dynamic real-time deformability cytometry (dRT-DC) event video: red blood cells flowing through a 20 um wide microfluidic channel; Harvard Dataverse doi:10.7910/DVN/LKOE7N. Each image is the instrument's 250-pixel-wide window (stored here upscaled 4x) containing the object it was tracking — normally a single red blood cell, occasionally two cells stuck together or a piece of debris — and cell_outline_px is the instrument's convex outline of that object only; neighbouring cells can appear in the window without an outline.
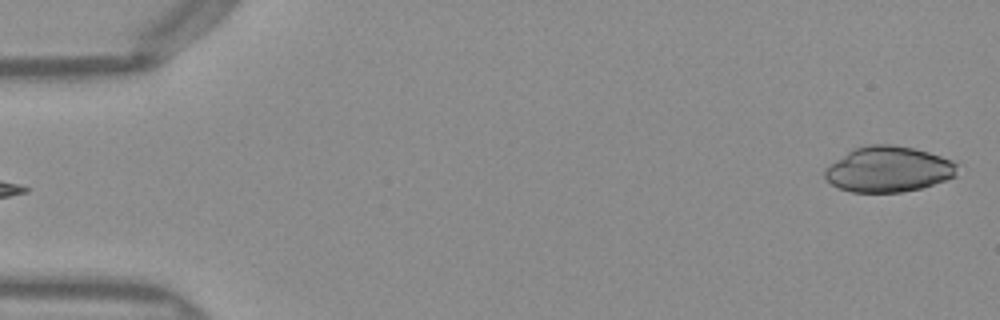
{"species": "Egyptian fruit bat (a non-hibernating species)", "species_latin": "Rousettus aegyptiacus", "temperature_condition": "warm", "stored_images_in_passage": 49, "camera_frame_rate_fps": 3000, "um_per_image_px": 0.085, "frame": {"image": 1, "passage_image": 1, "time_ms": 0.0, "image_size_px": [1000, 320], "cell_outline_px": [[964, 164], [956, 176], [920, 188], [900, 192], [852, 192], [840, 188], [832, 184], [824, 176], [824, 172], [836, 160], [852, 148], [868, 144], [892, 144], [912, 148], [928, 152]], "centroid_in_image_um": [75.58, 14.37], "position_along_channel_um": 9.4, "area_um2": 35.26}}